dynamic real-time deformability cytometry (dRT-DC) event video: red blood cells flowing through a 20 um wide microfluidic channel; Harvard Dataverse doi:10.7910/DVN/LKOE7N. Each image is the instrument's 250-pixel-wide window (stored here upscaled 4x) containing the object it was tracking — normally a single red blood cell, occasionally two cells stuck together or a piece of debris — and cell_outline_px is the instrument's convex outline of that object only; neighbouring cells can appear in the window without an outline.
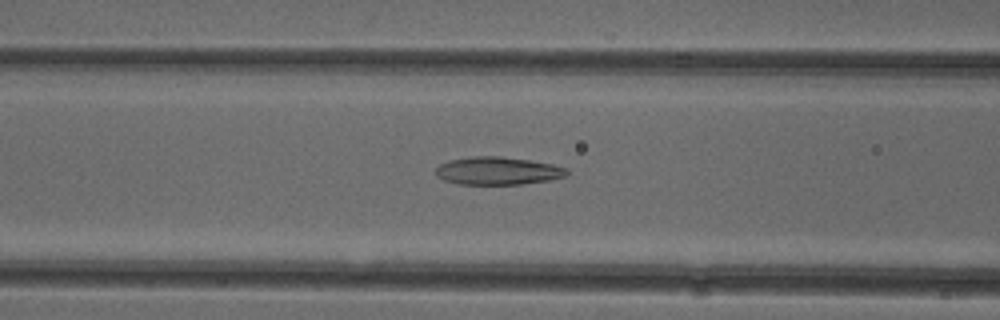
{"species": "common noctule bat (a hibernating species)", "species_latin": "Nyctalus noctula", "temperature_condition": "cold", "stored_images_in_passage": 52, "camera_frame_rate_fps": 3000, "um_per_image_px": 0.085, "animal": {"sex": "female"}, "frame": {"image": 1, "passage_image": 20, "time_ms": 6.333, "image_size_px": [1000, 320], "cell_outline_px": [[568, 176], [548, 180], [520, 184], [460, 184], [444, 180], [436, 176], [436, 168], [440, 164], [448, 160], [472, 156], [500, 156], [528, 160], [552, 164], [568, 168]], "centroid_in_image_um": [42.31, 14.51], "position_along_channel_um": 124.3, "area_um2": 21.27}}
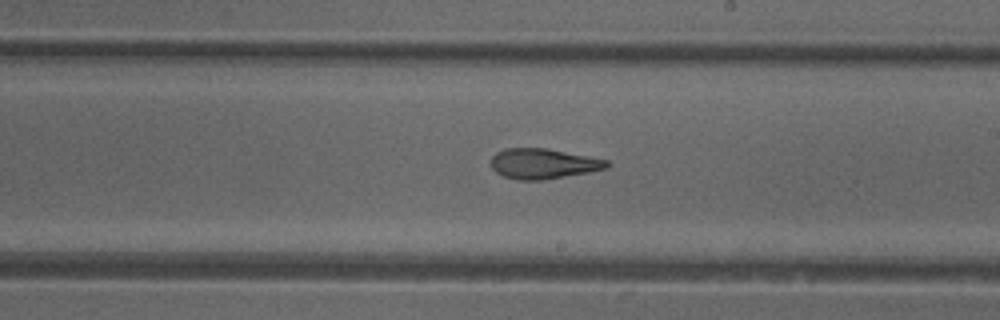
{"frame": {"image": 2, "passage_image": 29, "time_ms": 9.333, "image_size_px": [1000, 320], "cell_outline_px": [[612, 164], [608, 168], [588, 172], [544, 180], [516, 180], [504, 176], [496, 172], [492, 168], [492, 156], [496, 152], [504, 148], [548, 148], [608, 160]], "centroid_in_image_um": [46.19, 13.91], "position_along_channel_um": 242.8, "area_um2": 20.52}}
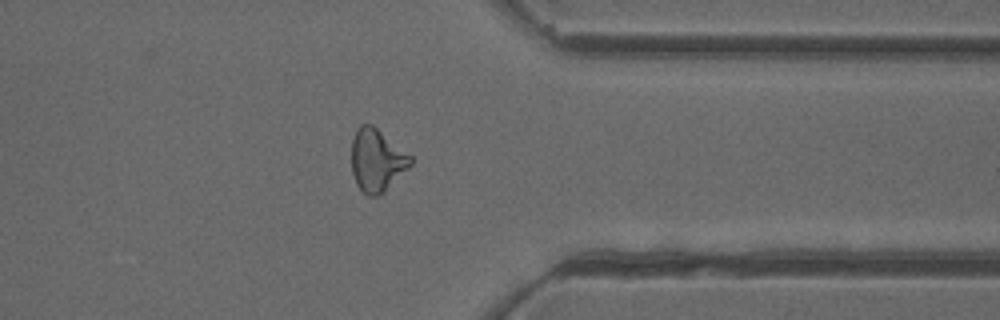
{"frame": {"image": 3, "passage_image": 40, "time_ms": 13.0, "image_size_px": [1000, 320], "cell_outline_px": [[412, 164], [380, 196], [368, 196], [356, 184], [352, 172], [352, 140], [356, 128], [360, 124], [372, 124], [412, 156]], "centroid_in_image_um": [32.02, 13.61], "position_along_channel_um": 379.4, "area_um2": 21.5}, "authors_computed_cell_mechanics": {"area_um2": 21.6172, "velocity_mm_per_s": 3.9463, "shape_relaxation_time_tau1_ms": null, "shape_relaxation_time_tau2_ms": 2.677, "deformation_change_tau1": null, "deformation_change_tau2": 0.1079}}